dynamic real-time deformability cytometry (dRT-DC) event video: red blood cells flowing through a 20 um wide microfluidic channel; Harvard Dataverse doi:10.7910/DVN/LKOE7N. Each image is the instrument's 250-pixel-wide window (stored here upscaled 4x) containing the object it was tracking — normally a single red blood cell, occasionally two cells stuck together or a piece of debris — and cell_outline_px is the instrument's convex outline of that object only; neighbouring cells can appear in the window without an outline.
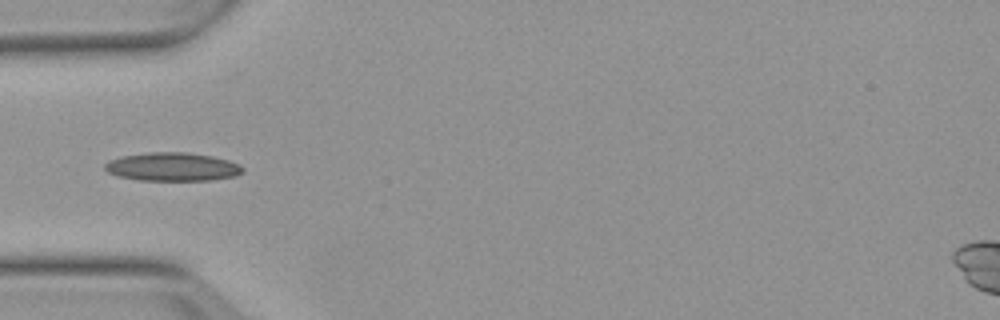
{"species": "Egyptian fruit bat (a non-hibernating species)", "species_latin": "Rousettus aegyptiacus", "temperature_condition": "warm", "stored_images_in_passage": 3, "camera_frame_rate_fps": 3000, "um_per_image_px": 0.085, "animal": {"sex": "female"}, "frame": {"image": 1, "passage_image": 1, "time_ms": 0.0, "image_size_px": [1000, 320], "cell_outline_px": [[244, 172], [236, 176], [212, 180], [140, 180], [116, 176], [108, 172], [104, 168], [104, 164], [108, 160], [120, 156], [152, 152], [184, 152], [212, 156], [228, 160], [240, 164], [244, 168]], "centroid_in_image_um": [14.66, 14.18], "position_along_channel_um": 70.3, "area_um2": 23.0}}